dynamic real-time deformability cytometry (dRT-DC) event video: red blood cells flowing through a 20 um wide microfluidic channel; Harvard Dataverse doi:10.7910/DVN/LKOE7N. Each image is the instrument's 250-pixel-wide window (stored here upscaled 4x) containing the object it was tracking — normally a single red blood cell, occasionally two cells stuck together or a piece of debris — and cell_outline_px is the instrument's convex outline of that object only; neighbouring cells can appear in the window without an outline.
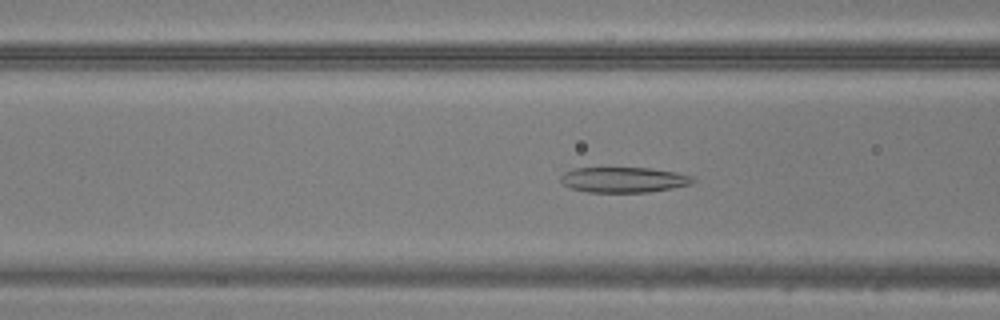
{"species": "common noctule bat (a hibernating species)", "species_latin": "Nyctalus noctula", "temperature_condition": "warm", "stored_images_in_passage": 42, "camera_frame_rate_fps": 3000, "um_per_image_px": 0.085, "animal": {"sex": "male", "body_mass_g": 20.5, "forearm_length_mm": 52.5}, "frame": {"image": 1, "passage_image": 13, "time_ms": 4.0, "image_size_px": [1000, 320], "cell_outline_px": [[696, 180], [692, 184], [672, 188], [648, 192], [588, 192], [572, 188], [564, 184], [560, 180], [556, 164], [652, 168], [676, 172], [692, 176]], "centroid_in_image_um": [52.73, 15.19], "position_along_channel_um": 113.9, "area_um2": 21.39}}
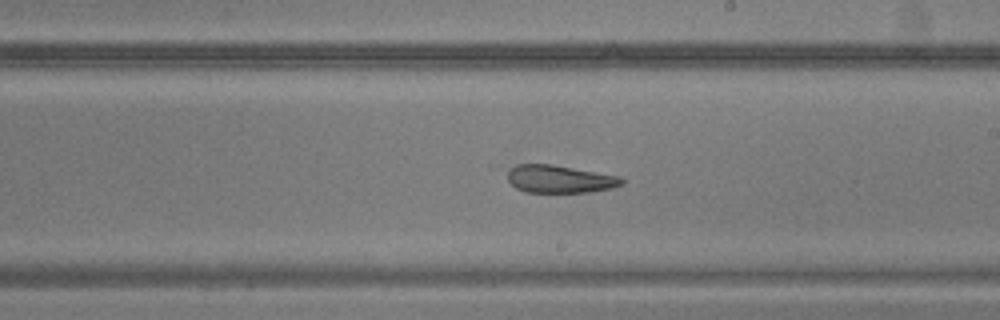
{"frame": {"image": 2, "passage_image": 22, "time_ms": 7.0, "image_size_px": [1000, 320], "cell_outline_px": [[624, 184], [612, 188], [588, 192], [524, 192], [516, 188], [508, 180], [508, 168], [516, 164], [552, 164], [620, 176], [624, 180]], "centroid_in_image_um": [47.57, 15.21], "position_along_channel_um": 241.4, "area_um2": 18.55}}
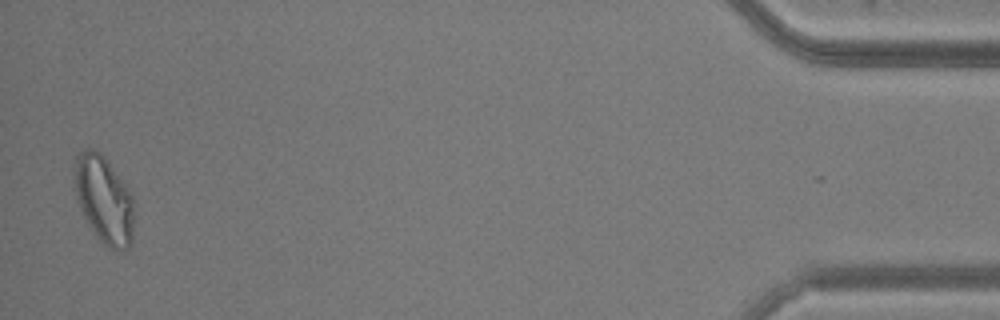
{"frame": {"image": 3, "passage_image": 41, "time_ms": 13.333, "image_size_px": [1000, 320], "cell_outline_px": [[136, 208], [132, 240], [128, 248], [116, 252], [108, 248], [92, 232], [76, 200], [72, 172], [76, 156], [84, 148], [92, 148], [100, 152], [104, 156], [128, 188], [132, 196]], "centroid_in_image_um": [8.84, 16.98], "position_along_channel_um": 426.4, "area_um2": 31.33}}